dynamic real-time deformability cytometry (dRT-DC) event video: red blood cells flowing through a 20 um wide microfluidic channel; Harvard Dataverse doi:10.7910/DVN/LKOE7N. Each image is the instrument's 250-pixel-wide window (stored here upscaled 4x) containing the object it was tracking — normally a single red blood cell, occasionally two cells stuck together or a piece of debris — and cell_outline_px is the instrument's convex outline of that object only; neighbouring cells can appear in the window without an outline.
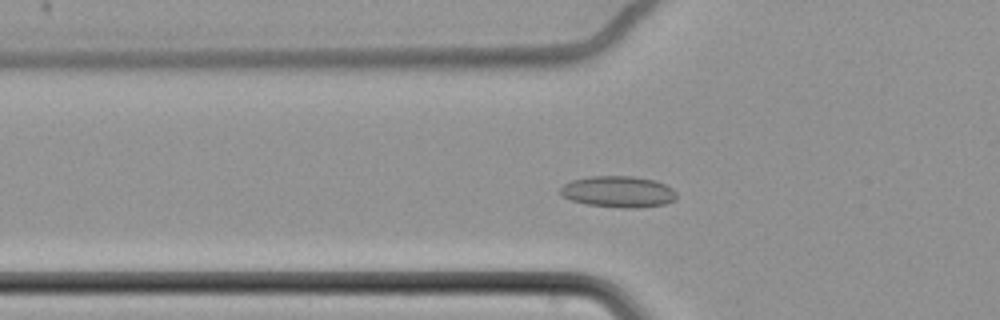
{"species": "common noctule bat (a hibernating species)", "species_latin": "Nyctalus noctula", "temperature_condition": "cold", "stored_images_in_passage": 58, "camera_frame_rate_fps": 3000, "um_per_image_px": 0.085, "animal": {"sex": "female", "body_mass_g": 22.7, "forearm_length_mm": 54.2}, "frame": {"image": 1, "passage_image": 19, "time_ms": 6.0, "image_size_px": [1000, 320], "cell_outline_px": [[676, 200], [664, 204], [636, 208], [620, 208], [584, 204], [572, 200], [564, 196], [560, 192], [560, 188], [564, 184], [572, 180], [592, 176], [632, 176], [652, 180], [664, 184], [672, 188], [676, 192]], "centroid_in_image_um": [52.56, 16.3], "position_along_channel_um": 73.2, "area_um2": 21.15}}
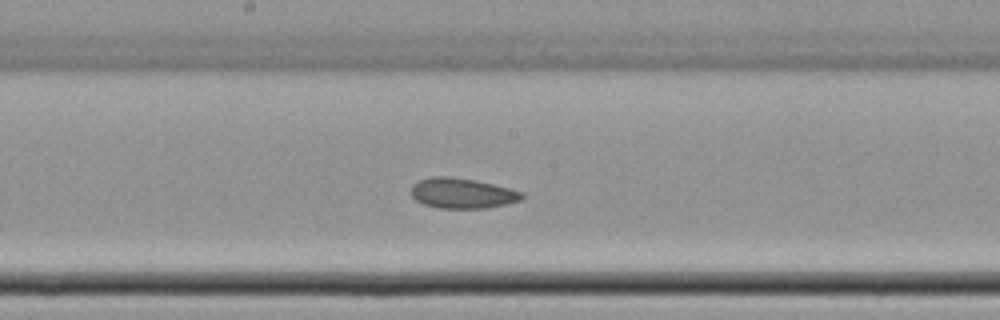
{"frame": {"image": 2, "passage_image": 31, "time_ms": 10.0, "image_size_px": [1000, 320], "cell_outline_px": [[524, 196], [520, 200], [488, 208], [440, 208], [424, 204], [416, 200], [412, 196], [412, 184], [420, 180], [432, 176], [452, 176], [476, 180], [512, 188], [524, 192]], "centroid_in_image_um": [39.31, 16.41], "position_along_channel_um": 208.9, "area_um2": 19.65}}
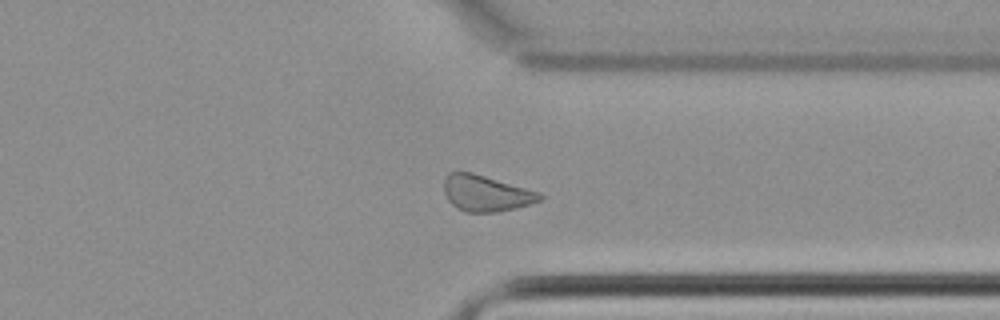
{"frame": {"image": 3, "passage_image": 45, "time_ms": 14.667, "image_size_px": [1000, 320], "cell_outline_px": [[544, 196], [540, 200], [532, 204], [500, 212], [464, 212], [456, 208], [448, 200], [444, 192], [444, 176], [448, 172], [472, 172], [540, 192]], "centroid_in_image_um": [41.3, 16.43], "position_along_channel_um": 370.1, "area_um2": 20.35}, "authors_computed_cell_mechanics": {"area_um2": 20.7791, "velocity_mm_per_s": 3.442, "shape_relaxation_time_tau1_ms": 4.0766, "shape_relaxation_time_tau2_ms": 4.5981, "deformation_change_tau1": 0.0405, "deformation_change_tau2": 0.09}}